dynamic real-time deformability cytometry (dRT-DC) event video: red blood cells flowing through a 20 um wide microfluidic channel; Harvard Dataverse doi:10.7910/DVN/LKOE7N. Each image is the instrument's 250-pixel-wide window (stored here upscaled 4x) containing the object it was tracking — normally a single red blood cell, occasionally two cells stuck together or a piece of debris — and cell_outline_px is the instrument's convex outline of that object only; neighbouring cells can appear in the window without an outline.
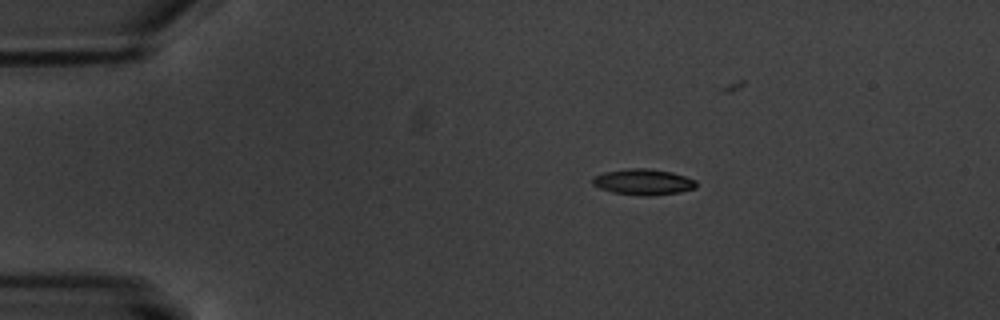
{"species": "common noctule bat (a hibernating species)", "species_latin": "Nyctalus noctula", "temperature_condition": "warm", "stored_images_in_passage": 5, "camera_frame_rate_fps": 3000, "um_per_image_px": 0.085, "animal": {"sex": "male", "body_mass_g": 20.1, "forearm_length_mm": 53.5}, "frame": {"image": 1, "passage_image": 2, "time_ms": 1.333, "image_size_px": [1000, 320], "cell_outline_px": [[696, 188], [680, 192], [648, 196], [644, 196], [612, 192], [600, 188], [592, 184], [592, 176], [604, 172], [628, 168], [648, 168], [672, 172], [696, 180]], "centroid_in_image_um": [54.66, 15.46], "position_along_channel_um": 30.3, "area_um2": 15.72}}
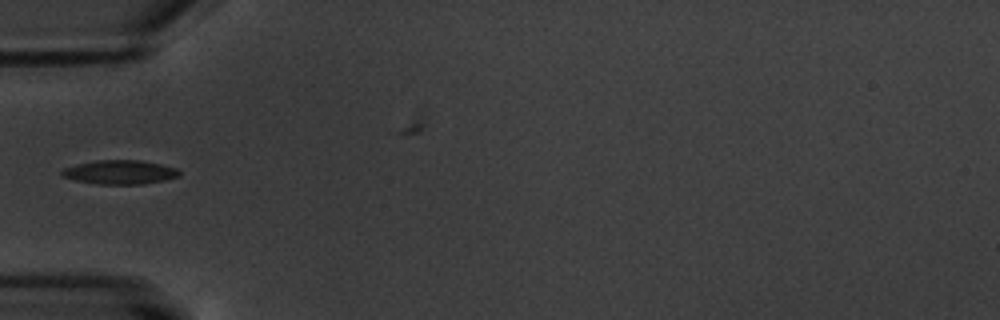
{"frame": {"image": 2, "passage_image": 4, "time_ms": 4.333, "image_size_px": [1000, 320], "cell_outline_px": [[180, 176], [164, 180], [144, 184], [96, 184], [76, 180], [60, 176], [60, 172], [64, 168], [76, 164], [96, 160], [140, 160], [160, 164], [176, 168], [180, 172]], "centroid_in_image_um": [10.17, 14.63], "position_along_channel_um": 74.8, "area_um2": 16.47}}